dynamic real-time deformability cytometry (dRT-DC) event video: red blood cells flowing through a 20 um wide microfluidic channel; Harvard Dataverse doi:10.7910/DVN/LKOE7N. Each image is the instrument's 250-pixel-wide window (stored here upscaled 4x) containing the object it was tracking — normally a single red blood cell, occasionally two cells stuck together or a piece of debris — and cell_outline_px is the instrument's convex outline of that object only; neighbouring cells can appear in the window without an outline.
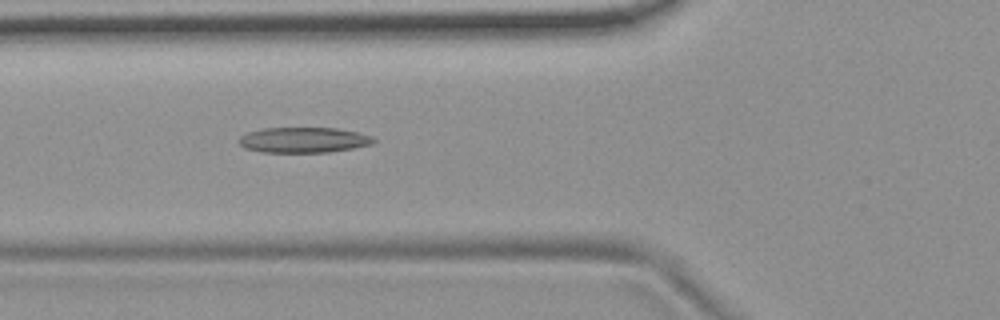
{"species": "common noctule bat (a hibernating species)", "species_latin": "Nyctalus noctula", "temperature_condition": "room temperature", "stored_images_in_passage": 51, "camera_frame_rate_fps": 3000, "um_per_image_px": 0.085, "animal": {"sex": "female", "body_mass_g": 19.9}, "frame": {"image": 1, "passage_image": 17, "time_ms": 5.333, "image_size_px": [1000, 320], "cell_outline_px": [[376, 140], [372, 144], [352, 148], [328, 152], [264, 152], [244, 148], [236, 140], [240, 136], [248, 132], [264, 128], [336, 128], [356, 132], [372, 136]], "centroid_in_image_um": [25.77, 11.89], "position_along_channel_um": 100.0, "area_um2": 19.88}}
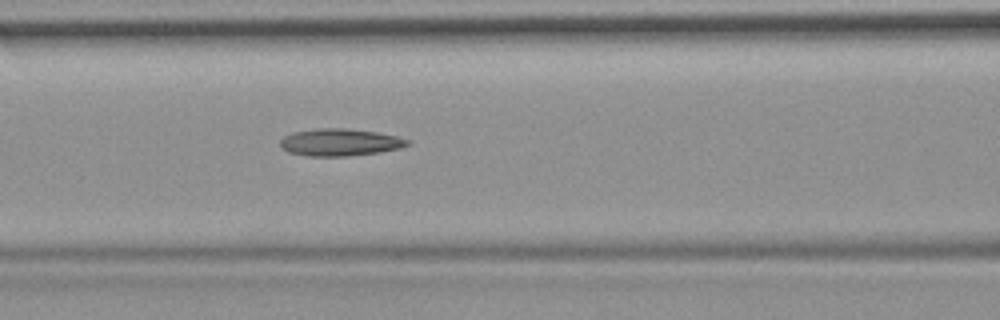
{"frame": {"image": 2, "passage_image": 20, "time_ms": 6.333, "image_size_px": [1000, 320], "cell_outline_px": [[412, 144], [400, 148], [380, 152], [348, 156], [308, 156], [288, 152], [280, 148], [280, 140], [284, 136], [292, 132], [316, 128], [344, 128], [376, 132], [396, 136], [412, 140]], "centroid_in_image_um": [28.9, 12.09], "position_along_channel_um": 137.7, "area_um2": 20.4}}
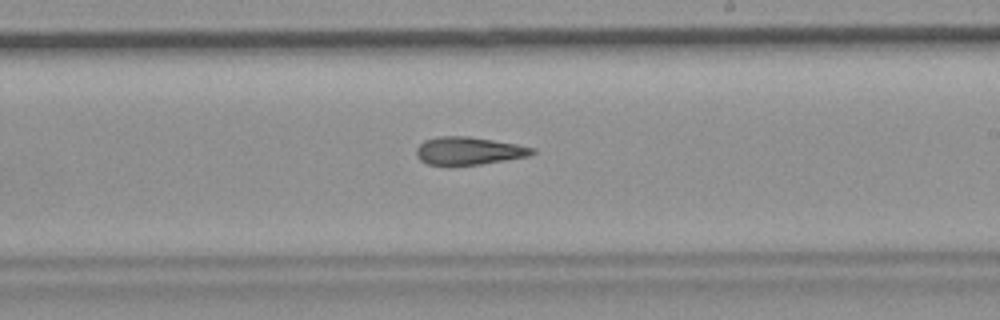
{"frame": {"image": 3, "passage_image": 29, "time_ms": 9.333, "image_size_px": [1000, 320], "cell_outline_px": [[536, 152], [528, 156], [480, 164], [428, 164], [420, 160], [416, 156], [416, 148], [424, 140], [440, 136], [468, 136], [516, 144], [536, 148]], "centroid_in_image_um": [39.84, 12.8], "position_along_channel_um": 249.2, "area_um2": 18.5}, "authors_computed_cell_mechanics": {"area_um2": 19.4208, "velocity_mm_per_s": 3.7306, "shape_relaxation_time_tau1_ms": null, "shape_relaxation_time_tau2_ms": 5.9193, "deformation_change_tau1": null, "deformation_change_tau2": 0.1975}}